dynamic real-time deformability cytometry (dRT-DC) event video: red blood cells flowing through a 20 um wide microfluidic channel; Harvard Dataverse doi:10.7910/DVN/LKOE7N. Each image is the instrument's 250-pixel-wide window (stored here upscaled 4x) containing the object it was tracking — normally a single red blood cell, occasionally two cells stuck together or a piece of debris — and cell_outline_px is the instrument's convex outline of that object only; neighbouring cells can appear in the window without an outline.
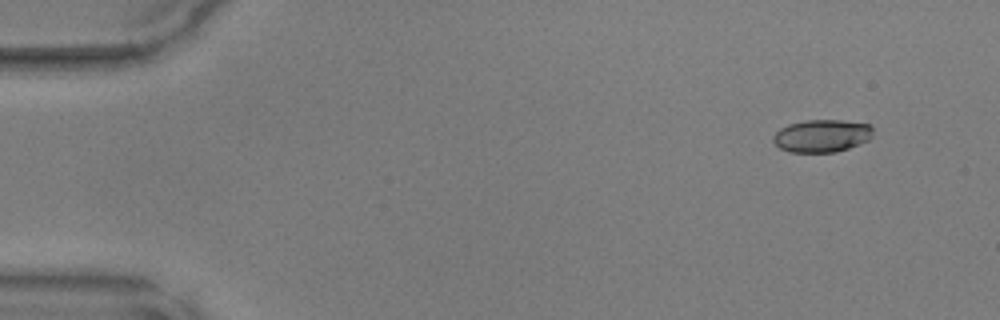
{"species": "common noctule bat (a hibernating species)", "species_latin": "Nyctalus noctula", "temperature_condition": "warm", "stored_images_in_passage": 46, "camera_frame_rate_fps": 3000, "um_per_image_px": 0.085, "animal": {"sex": "male", "body_mass_g": 17.9, "forearm_length_mm": 54.2}, "frame": {"image": 1, "passage_image": 2, "time_ms": 0.333, "image_size_px": [1000, 320], "cell_outline_px": [[872, 136], [868, 140], [860, 144], [836, 152], [788, 152], [780, 148], [772, 140], [772, 136], [780, 128], [788, 124], [808, 120], [840, 120], [868, 124], [872, 128]], "centroid_in_image_um": [69.83, 11.55], "position_along_channel_um": 15.2, "area_um2": 18.96}}
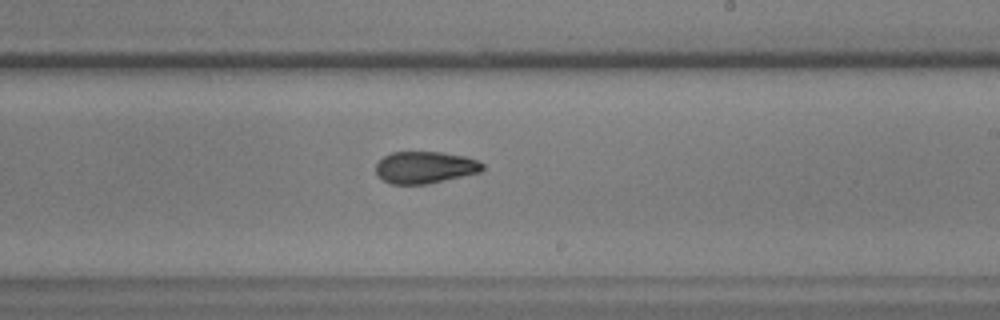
{"frame": {"image": 2, "passage_image": 27, "time_ms": 8.667, "image_size_px": [1000, 320], "cell_outline_px": [[484, 168], [480, 172], [428, 184], [392, 184], [384, 180], [376, 172], [376, 164], [384, 156], [392, 152], [440, 152], [464, 156], [476, 160], [484, 164]], "centroid_in_image_um": [36.13, 14.23], "position_along_channel_um": 252.9, "area_um2": 19.71}}
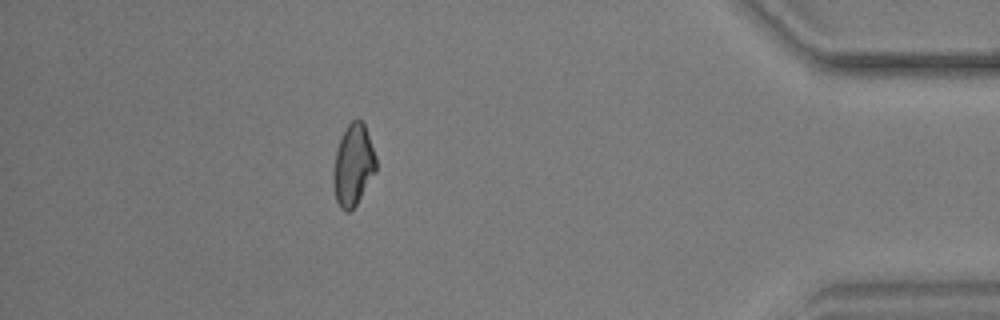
{"frame": {"image": 3, "passage_image": 41, "time_ms": 13.333, "image_size_px": [1000, 320], "cell_outline_px": [[376, 172], [356, 204], [348, 212], [344, 212], [340, 208], [336, 200], [332, 180], [332, 172], [336, 152], [340, 140], [348, 124], [356, 116], [364, 124], [376, 156]], "centroid_in_image_um": [30.01, 14.04], "position_along_channel_um": 405.2, "area_um2": 20.23}}